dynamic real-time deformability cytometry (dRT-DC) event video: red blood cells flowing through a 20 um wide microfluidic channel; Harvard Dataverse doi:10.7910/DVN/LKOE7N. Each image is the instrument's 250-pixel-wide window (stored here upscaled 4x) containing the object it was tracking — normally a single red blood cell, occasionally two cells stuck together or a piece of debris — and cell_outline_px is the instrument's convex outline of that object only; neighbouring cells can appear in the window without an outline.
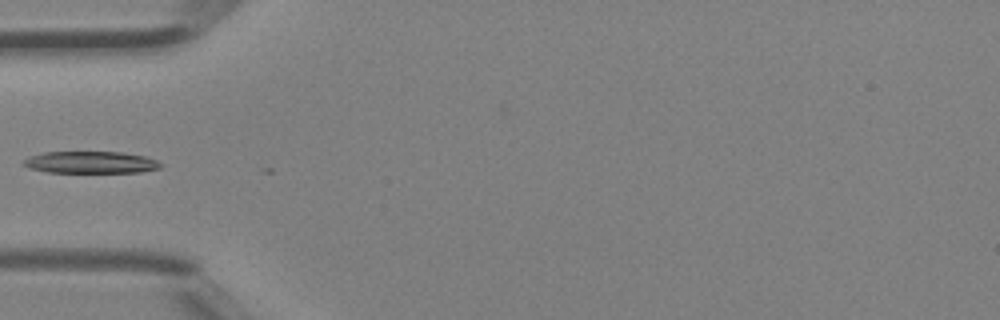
{"species": "Egyptian fruit bat (a non-hibernating species)", "species_latin": "Rousettus aegyptiacus", "temperature_condition": "room temperature", "stored_images_in_passage": 6, "camera_frame_rate_fps": 3000, "um_per_image_px": 0.085, "animal": {"sex": "female"}, "frame": {"image": 1, "passage_image": 4, "time_ms": 1.0, "image_size_px": [1000, 320], "cell_outline_px": [[164, 164], [160, 168], [140, 172], [48, 172], [28, 168], [24, 164], [24, 160], [28, 156], [44, 152], [124, 152], [144, 156], [156, 160]], "centroid_in_image_um": [7.73, 13.79], "position_along_channel_um": 77.3, "area_um2": 17.51}}